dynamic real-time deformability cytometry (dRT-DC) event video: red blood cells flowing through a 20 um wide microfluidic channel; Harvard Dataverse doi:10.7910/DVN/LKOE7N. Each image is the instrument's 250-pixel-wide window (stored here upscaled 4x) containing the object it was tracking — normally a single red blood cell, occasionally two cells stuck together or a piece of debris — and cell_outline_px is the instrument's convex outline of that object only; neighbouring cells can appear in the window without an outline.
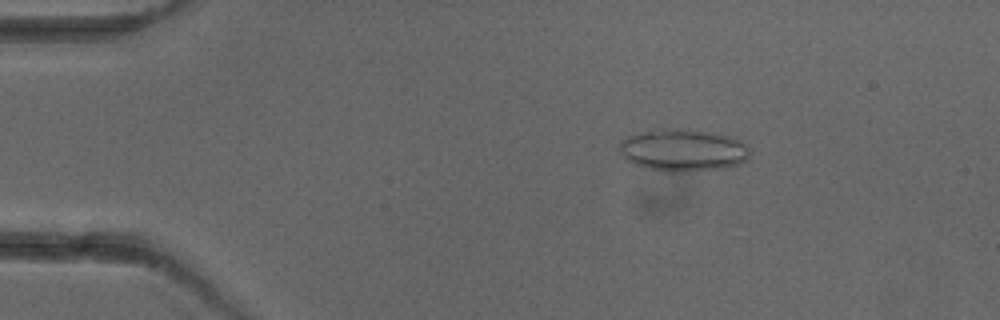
{"species": "common noctule bat (a hibernating species)", "species_latin": "Nyctalus noctula", "temperature_condition": "cold", "stored_images_in_passage": 4, "camera_frame_rate_fps": 3000, "um_per_image_px": 0.085, "animal": {"sex": "female"}, "frame": {"image": 1, "passage_image": 2, "time_ms": 1.667, "image_size_px": [1000, 320], "cell_outline_px": [[752, 152], [748, 160], [740, 164], [720, 168], [668, 172], [648, 168], [632, 164], [620, 152], [620, 140], [628, 136], [660, 124], [688, 128], [712, 132], [728, 136], [740, 140]], "centroid_in_image_um": [58.03, 12.69], "position_along_channel_um": 27.0, "area_um2": 33.0}}